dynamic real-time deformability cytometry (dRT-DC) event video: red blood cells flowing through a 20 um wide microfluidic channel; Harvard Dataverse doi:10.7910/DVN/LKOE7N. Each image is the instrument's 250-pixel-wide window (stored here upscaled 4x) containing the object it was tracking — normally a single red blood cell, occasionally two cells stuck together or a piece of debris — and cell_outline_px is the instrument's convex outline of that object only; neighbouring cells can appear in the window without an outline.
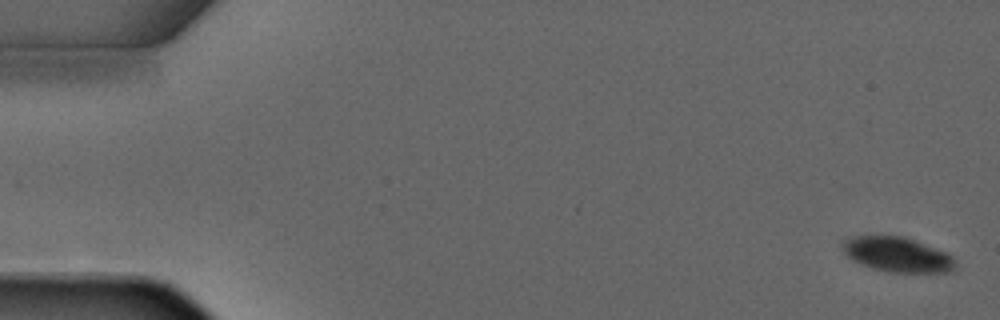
{"species": "common noctule bat (a hibernating species)", "species_latin": "Nyctalus noctula", "temperature_condition": "warm", "stored_images_in_passage": 3, "camera_frame_rate_fps": 3000, "um_per_image_px": 0.085, "animal": {"sex": "male", "forearm_length_mm": 52.5}, "frame": {"image": 1, "passage_image": 1, "time_ms": 0.0, "image_size_px": [1000, 320], "cell_outline_px": [[952, 268], [948, 272], [892, 272], [872, 268], [852, 260], [844, 252], [840, 244], [844, 240], [852, 236], [904, 236], [944, 252], [952, 256]], "centroid_in_image_um": [76.18, 21.62], "position_along_channel_um": 8.8, "area_um2": 22.37}}